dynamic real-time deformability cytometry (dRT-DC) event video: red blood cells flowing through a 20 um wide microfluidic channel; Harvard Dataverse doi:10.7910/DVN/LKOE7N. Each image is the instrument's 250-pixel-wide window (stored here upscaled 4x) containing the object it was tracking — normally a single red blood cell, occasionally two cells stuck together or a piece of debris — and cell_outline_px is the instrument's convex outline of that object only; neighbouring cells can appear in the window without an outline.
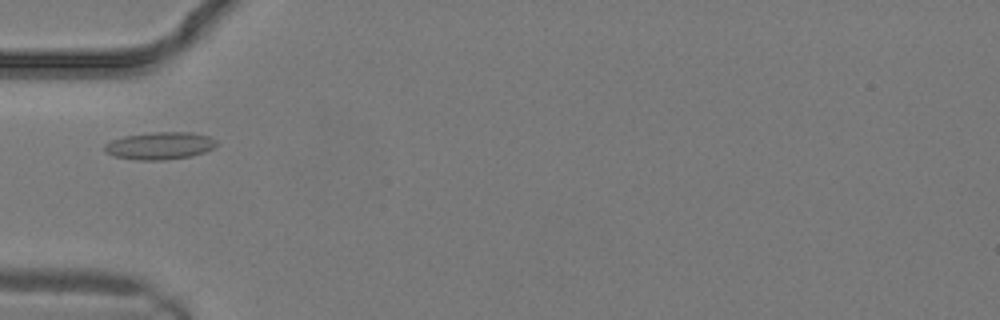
{"species": "common noctule bat (a hibernating species)", "species_latin": "Nyctalus noctula", "temperature_condition": "warm", "stored_images_in_passage": 2, "camera_frame_rate_fps": 3000, "um_per_image_px": 0.085, "animal": {"sex": "male", "body_mass_g": 19.2, "forearm_length_mm": 51.8}, "frame": {"image": 1, "passage_image": 1, "time_ms": 0.0, "image_size_px": [1000, 320], "cell_outline_px": [[216, 144], [212, 148], [204, 152], [192, 156], [164, 160], [140, 160], [112, 156], [104, 152], [104, 144], [112, 140], [124, 136], [152, 132], [192, 132], [208, 136], [216, 140]], "centroid_in_image_um": [13.55, 12.39], "position_along_channel_um": 71.4, "area_um2": 17.92}}